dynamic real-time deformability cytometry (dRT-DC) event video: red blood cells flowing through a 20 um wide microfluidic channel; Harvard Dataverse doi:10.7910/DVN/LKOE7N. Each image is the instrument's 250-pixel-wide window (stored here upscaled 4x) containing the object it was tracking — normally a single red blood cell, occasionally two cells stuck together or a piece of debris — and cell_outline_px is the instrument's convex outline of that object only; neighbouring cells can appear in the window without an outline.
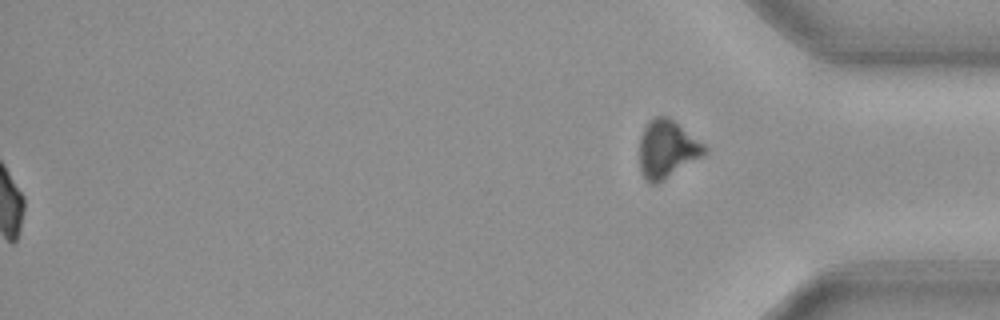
{"species": "common noctule bat (a hibernating species)", "species_latin": "Nyctalus noctula", "temperature_condition": "cold", "stored_images_in_passage": 60, "segment_of_instrument_passage": [2, 2], "camera_frame_rate_fps": 3000, "um_per_image_px": 0.085, "animal": {"sex": "female", "body_mass_g": 19.3, "forearm_length_mm": 54.1}, "frame": {"image": 1, "passage_image": 60, "time_ms": 19.667, "image_size_px": [1000, 320], "cell_outline_px": [[708, 152], [656, 184], [652, 184], [644, 180], [640, 168], [640, 136], [648, 120], [656, 116], [668, 116], [704, 144], [708, 148]], "centroid_in_image_um": [56.67, 12.66], "position_along_channel_um": 378.5, "area_um2": 21.68}}